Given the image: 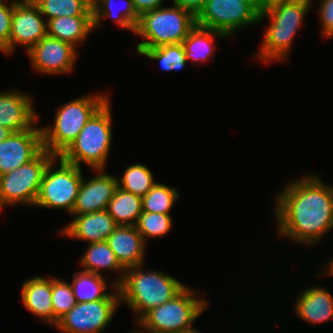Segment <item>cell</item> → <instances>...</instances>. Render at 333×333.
<instances>
[{"instance_id": "cell-20", "label": "cell", "mask_w": 333, "mask_h": 333, "mask_svg": "<svg viewBox=\"0 0 333 333\" xmlns=\"http://www.w3.org/2000/svg\"><path fill=\"white\" fill-rule=\"evenodd\" d=\"M52 276H34L22 284L21 298L25 308L33 315L53 326Z\"/></svg>"}, {"instance_id": "cell-37", "label": "cell", "mask_w": 333, "mask_h": 333, "mask_svg": "<svg viewBox=\"0 0 333 333\" xmlns=\"http://www.w3.org/2000/svg\"><path fill=\"white\" fill-rule=\"evenodd\" d=\"M248 4L258 15L262 13V0H239Z\"/></svg>"}, {"instance_id": "cell-41", "label": "cell", "mask_w": 333, "mask_h": 333, "mask_svg": "<svg viewBox=\"0 0 333 333\" xmlns=\"http://www.w3.org/2000/svg\"><path fill=\"white\" fill-rule=\"evenodd\" d=\"M137 326L140 327L138 330H134L133 332L130 331V332H128V333H151V332H148V331L144 330V329H143L141 326H139L138 324H137Z\"/></svg>"}, {"instance_id": "cell-2", "label": "cell", "mask_w": 333, "mask_h": 333, "mask_svg": "<svg viewBox=\"0 0 333 333\" xmlns=\"http://www.w3.org/2000/svg\"><path fill=\"white\" fill-rule=\"evenodd\" d=\"M143 264L125 269L119 290L120 303L126 302L138 322L148 311L171 300L186 285L162 271L144 272Z\"/></svg>"}, {"instance_id": "cell-38", "label": "cell", "mask_w": 333, "mask_h": 333, "mask_svg": "<svg viewBox=\"0 0 333 333\" xmlns=\"http://www.w3.org/2000/svg\"><path fill=\"white\" fill-rule=\"evenodd\" d=\"M291 0H262V11L280 3H285Z\"/></svg>"}, {"instance_id": "cell-34", "label": "cell", "mask_w": 333, "mask_h": 333, "mask_svg": "<svg viewBox=\"0 0 333 333\" xmlns=\"http://www.w3.org/2000/svg\"><path fill=\"white\" fill-rule=\"evenodd\" d=\"M318 14L321 22L322 34L333 38V0H321Z\"/></svg>"}, {"instance_id": "cell-7", "label": "cell", "mask_w": 333, "mask_h": 333, "mask_svg": "<svg viewBox=\"0 0 333 333\" xmlns=\"http://www.w3.org/2000/svg\"><path fill=\"white\" fill-rule=\"evenodd\" d=\"M196 293L185 286L171 300L148 311L137 324L151 333H181L192 328L209 304Z\"/></svg>"}, {"instance_id": "cell-5", "label": "cell", "mask_w": 333, "mask_h": 333, "mask_svg": "<svg viewBox=\"0 0 333 333\" xmlns=\"http://www.w3.org/2000/svg\"><path fill=\"white\" fill-rule=\"evenodd\" d=\"M108 100L86 123L76 139L60 155L71 164L92 170L105 169L112 143V113Z\"/></svg>"}, {"instance_id": "cell-13", "label": "cell", "mask_w": 333, "mask_h": 333, "mask_svg": "<svg viewBox=\"0 0 333 333\" xmlns=\"http://www.w3.org/2000/svg\"><path fill=\"white\" fill-rule=\"evenodd\" d=\"M12 132L0 142V175L17 169L35 159L43 150L41 126Z\"/></svg>"}, {"instance_id": "cell-4", "label": "cell", "mask_w": 333, "mask_h": 333, "mask_svg": "<svg viewBox=\"0 0 333 333\" xmlns=\"http://www.w3.org/2000/svg\"><path fill=\"white\" fill-rule=\"evenodd\" d=\"M108 94H85L57 109L54 124L41 126L43 148L60 156L76 139L88 120L109 100Z\"/></svg>"}, {"instance_id": "cell-8", "label": "cell", "mask_w": 333, "mask_h": 333, "mask_svg": "<svg viewBox=\"0 0 333 333\" xmlns=\"http://www.w3.org/2000/svg\"><path fill=\"white\" fill-rule=\"evenodd\" d=\"M57 161L59 165L55 169ZM82 179V167L68 163L60 156H55L45 169L34 206L64 209L70 215Z\"/></svg>"}, {"instance_id": "cell-24", "label": "cell", "mask_w": 333, "mask_h": 333, "mask_svg": "<svg viewBox=\"0 0 333 333\" xmlns=\"http://www.w3.org/2000/svg\"><path fill=\"white\" fill-rule=\"evenodd\" d=\"M106 210L118 225L136 226L143 212L142 197L117 187Z\"/></svg>"}, {"instance_id": "cell-36", "label": "cell", "mask_w": 333, "mask_h": 333, "mask_svg": "<svg viewBox=\"0 0 333 333\" xmlns=\"http://www.w3.org/2000/svg\"><path fill=\"white\" fill-rule=\"evenodd\" d=\"M173 5L190 11L194 16L202 9L205 0H172Z\"/></svg>"}, {"instance_id": "cell-3", "label": "cell", "mask_w": 333, "mask_h": 333, "mask_svg": "<svg viewBox=\"0 0 333 333\" xmlns=\"http://www.w3.org/2000/svg\"><path fill=\"white\" fill-rule=\"evenodd\" d=\"M311 3L312 0H291L262 11L259 22L265 18L270 22L256 55L260 62H285L288 59L287 53L289 54L294 36L300 29Z\"/></svg>"}, {"instance_id": "cell-9", "label": "cell", "mask_w": 333, "mask_h": 333, "mask_svg": "<svg viewBox=\"0 0 333 333\" xmlns=\"http://www.w3.org/2000/svg\"><path fill=\"white\" fill-rule=\"evenodd\" d=\"M54 157L44 149L29 163L0 175V210L7 205L34 206L45 169Z\"/></svg>"}, {"instance_id": "cell-6", "label": "cell", "mask_w": 333, "mask_h": 333, "mask_svg": "<svg viewBox=\"0 0 333 333\" xmlns=\"http://www.w3.org/2000/svg\"><path fill=\"white\" fill-rule=\"evenodd\" d=\"M196 26L195 16L180 6H162L139 16L135 34L145 39L136 49L180 44Z\"/></svg>"}, {"instance_id": "cell-31", "label": "cell", "mask_w": 333, "mask_h": 333, "mask_svg": "<svg viewBox=\"0 0 333 333\" xmlns=\"http://www.w3.org/2000/svg\"><path fill=\"white\" fill-rule=\"evenodd\" d=\"M172 224V216L170 214L143 211L136 227L147 244L148 238H158L167 235L171 231Z\"/></svg>"}, {"instance_id": "cell-12", "label": "cell", "mask_w": 333, "mask_h": 333, "mask_svg": "<svg viewBox=\"0 0 333 333\" xmlns=\"http://www.w3.org/2000/svg\"><path fill=\"white\" fill-rule=\"evenodd\" d=\"M77 51L73 45L46 35L27 52V56L34 71L58 75L74 70Z\"/></svg>"}, {"instance_id": "cell-39", "label": "cell", "mask_w": 333, "mask_h": 333, "mask_svg": "<svg viewBox=\"0 0 333 333\" xmlns=\"http://www.w3.org/2000/svg\"><path fill=\"white\" fill-rule=\"evenodd\" d=\"M11 133L10 129L0 125V142L7 139Z\"/></svg>"}, {"instance_id": "cell-23", "label": "cell", "mask_w": 333, "mask_h": 333, "mask_svg": "<svg viewBox=\"0 0 333 333\" xmlns=\"http://www.w3.org/2000/svg\"><path fill=\"white\" fill-rule=\"evenodd\" d=\"M228 39V37L219 31L205 29L195 26L187 38L182 42L186 54V61H193L196 64H204L212 59L215 53V38Z\"/></svg>"}, {"instance_id": "cell-35", "label": "cell", "mask_w": 333, "mask_h": 333, "mask_svg": "<svg viewBox=\"0 0 333 333\" xmlns=\"http://www.w3.org/2000/svg\"><path fill=\"white\" fill-rule=\"evenodd\" d=\"M165 0H132L136 13L141 14L162 7Z\"/></svg>"}, {"instance_id": "cell-28", "label": "cell", "mask_w": 333, "mask_h": 333, "mask_svg": "<svg viewBox=\"0 0 333 333\" xmlns=\"http://www.w3.org/2000/svg\"><path fill=\"white\" fill-rule=\"evenodd\" d=\"M117 185L126 192H130L141 197L157 183L153 174L147 166L136 163L126 167L121 178L117 177ZM120 179V180H119Z\"/></svg>"}, {"instance_id": "cell-43", "label": "cell", "mask_w": 333, "mask_h": 333, "mask_svg": "<svg viewBox=\"0 0 333 333\" xmlns=\"http://www.w3.org/2000/svg\"><path fill=\"white\" fill-rule=\"evenodd\" d=\"M20 1H23V2H35L36 0H20Z\"/></svg>"}, {"instance_id": "cell-19", "label": "cell", "mask_w": 333, "mask_h": 333, "mask_svg": "<svg viewBox=\"0 0 333 333\" xmlns=\"http://www.w3.org/2000/svg\"><path fill=\"white\" fill-rule=\"evenodd\" d=\"M294 303V312L310 324H320L333 319V296L322 286L301 290Z\"/></svg>"}, {"instance_id": "cell-10", "label": "cell", "mask_w": 333, "mask_h": 333, "mask_svg": "<svg viewBox=\"0 0 333 333\" xmlns=\"http://www.w3.org/2000/svg\"><path fill=\"white\" fill-rule=\"evenodd\" d=\"M104 299L76 303L54 326L62 333H102L121 305L118 287Z\"/></svg>"}, {"instance_id": "cell-32", "label": "cell", "mask_w": 333, "mask_h": 333, "mask_svg": "<svg viewBox=\"0 0 333 333\" xmlns=\"http://www.w3.org/2000/svg\"><path fill=\"white\" fill-rule=\"evenodd\" d=\"M52 306H53V327L58 320L68 313L75 305L76 300L72 287L61 278L52 276Z\"/></svg>"}, {"instance_id": "cell-30", "label": "cell", "mask_w": 333, "mask_h": 333, "mask_svg": "<svg viewBox=\"0 0 333 333\" xmlns=\"http://www.w3.org/2000/svg\"><path fill=\"white\" fill-rule=\"evenodd\" d=\"M179 190L163 183H156L142 197L143 211L150 213L171 214V210L179 198Z\"/></svg>"}, {"instance_id": "cell-1", "label": "cell", "mask_w": 333, "mask_h": 333, "mask_svg": "<svg viewBox=\"0 0 333 333\" xmlns=\"http://www.w3.org/2000/svg\"><path fill=\"white\" fill-rule=\"evenodd\" d=\"M278 194L274 215L279 237L313 245L333 228V187L318 175L291 181Z\"/></svg>"}, {"instance_id": "cell-25", "label": "cell", "mask_w": 333, "mask_h": 333, "mask_svg": "<svg viewBox=\"0 0 333 333\" xmlns=\"http://www.w3.org/2000/svg\"><path fill=\"white\" fill-rule=\"evenodd\" d=\"M124 8L116 14L115 0H92L94 29L103 21L102 18H111L123 29L135 33L139 15L134 9L132 0H124ZM115 9V10H114ZM116 15V16H115Z\"/></svg>"}, {"instance_id": "cell-17", "label": "cell", "mask_w": 333, "mask_h": 333, "mask_svg": "<svg viewBox=\"0 0 333 333\" xmlns=\"http://www.w3.org/2000/svg\"><path fill=\"white\" fill-rule=\"evenodd\" d=\"M117 227L118 224L107 210H102L75 215L72 221L66 227H63L60 232L62 236L96 243L106 241Z\"/></svg>"}, {"instance_id": "cell-18", "label": "cell", "mask_w": 333, "mask_h": 333, "mask_svg": "<svg viewBox=\"0 0 333 333\" xmlns=\"http://www.w3.org/2000/svg\"><path fill=\"white\" fill-rule=\"evenodd\" d=\"M124 269L144 264L145 247L142 235L134 225H118L106 239Z\"/></svg>"}, {"instance_id": "cell-33", "label": "cell", "mask_w": 333, "mask_h": 333, "mask_svg": "<svg viewBox=\"0 0 333 333\" xmlns=\"http://www.w3.org/2000/svg\"><path fill=\"white\" fill-rule=\"evenodd\" d=\"M14 6L15 0H12L9 5L7 1L0 3V51L6 55L10 54V33Z\"/></svg>"}, {"instance_id": "cell-15", "label": "cell", "mask_w": 333, "mask_h": 333, "mask_svg": "<svg viewBox=\"0 0 333 333\" xmlns=\"http://www.w3.org/2000/svg\"><path fill=\"white\" fill-rule=\"evenodd\" d=\"M94 172L97 174L90 180L83 176L71 213L73 217L106 210L118 187L116 176L105 173L104 169H94Z\"/></svg>"}, {"instance_id": "cell-42", "label": "cell", "mask_w": 333, "mask_h": 333, "mask_svg": "<svg viewBox=\"0 0 333 333\" xmlns=\"http://www.w3.org/2000/svg\"><path fill=\"white\" fill-rule=\"evenodd\" d=\"M181 333H201V331L194 329V327L187 329L186 331H183Z\"/></svg>"}, {"instance_id": "cell-26", "label": "cell", "mask_w": 333, "mask_h": 333, "mask_svg": "<svg viewBox=\"0 0 333 333\" xmlns=\"http://www.w3.org/2000/svg\"><path fill=\"white\" fill-rule=\"evenodd\" d=\"M103 275H98L84 270H78L73 275L70 283L76 303L91 302L104 299L110 292Z\"/></svg>"}, {"instance_id": "cell-22", "label": "cell", "mask_w": 333, "mask_h": 333, "mask_svg": "<svg viewBox=\"0 0 333 333\" xmlns=\"http://www.w3.org/2000/svg\"><path fill=\"white\" fill-rule=\"evenodd\" d=\"M87 248L80 259L83 270L98 275H102V273H100L102 269L119 272L118 278L110 283L112 284L114 282L112 284L113 287L118 286L123 280L125 269L116 259L108 243L106 241L89 243Z\"/></svg>"}, {"instance_id": "cell-11", "label": "cell", "mask_w": 333, "mask_h": 333, "mask_svg": "<svg viewBox=\"0 0 333 333\" xmlns=\"http://www.w3.org/2000/svg\"><path fill=\"white\" fill-rule=\"evenodd\" d=\"M259 23V15L239 0H205L195 16L198 27L224 33L228 38L239 30Z\"/></svg>"}, {"instance_id": "cell-27", "label": "cell", "mask_w": 333, "mask_h": 333, "mask_svg": "<svg viewBox=\"0 0 333 333\" xmlns=\"http://www.w3.org/2000/svg\"><path fill=\"white\" fill-rule=\"evenodd\" d=\"M34 3L47 22L60 16H93L92 0H36Z\"/></svg>"}, {"instance_id": "cell-29", "label": "cell", "mask_w": 333, "mask_h": 333, "mask_svg": "<svg viewBox=\"0 0 333 333\" xmlns=\"http://www.w3.org/2000/svg\"><path fill=\"white\" fill-rule=\"evenodd\" d=\"M140 56L158 61L165 72L180 70L187 64L186 54L182 43L163 45L150 49H136Z\"/></svg>"}, {"instance_id": "cell-40", "label": "cell", "mask_w": 333, "mask_h": 333, "mask_svg": "<svg viewBox=\"0 0 333 333\" xmlns=\"http://www.w3.org/2000/svg\"><path fill=\"white\" fill-rule=\"evenodd\" d=\"M328 265V268L329 269H327V267L325 268L326 269V274L327 275H333V258L330 260V261H328V263H327Z\"/></svg>"}, {"instance_id": "cell-14", "label": "cell", "mask_w": 333, "mask_h": 333, "mask_svg": "<svg viewBox=\"0 0 333 333\" xmlns=\"http://www.w3.org/2000/svg\"><path fill=\"white\" fill-rule=\"evenodd\" d=\"M47 35V21L33 2L15 0L10 33V53L16 46L26 53Z\"/></svg>"}, {"instance_id": "cell-21", "label": "cell", "mask_w": 333, "mask_h": 333, "mask_svg": "<svg viewBox=\"0 0 333 333\" xmlns=\"http://www.w3.org/2000/svg\"><path fill=\"white\" fill-rule=\"evenodd\" d=\"M94 30L93 16H60L47 22V35L77 46Z\"/></svg>"}, {"instance_id": "cell-16", "label": "cell", "mask_w": 333, "mask_h": 333, "mask_svg": "<svg viewBox=\"0 0 333 333\" xmlns=\"http://www.w3.org/2000/svg\"><path fill=\"white\" fill-rule=\"evenodd\" d=\"M33 98L17 90L0 92V125L19 132L39 123V115L34 110Z\"/></svg>"}]
</instances>
